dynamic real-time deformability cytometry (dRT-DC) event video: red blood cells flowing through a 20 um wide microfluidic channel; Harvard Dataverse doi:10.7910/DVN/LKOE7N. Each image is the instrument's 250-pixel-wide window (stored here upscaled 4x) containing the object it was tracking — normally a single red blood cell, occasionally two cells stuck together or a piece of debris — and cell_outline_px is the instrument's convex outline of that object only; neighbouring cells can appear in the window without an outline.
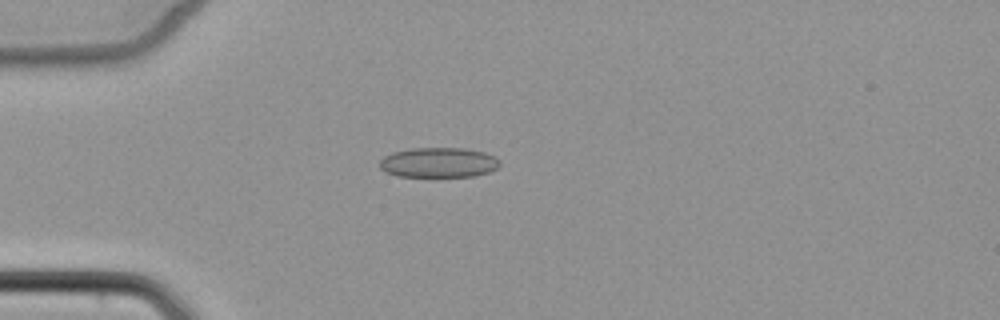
{"species": "common noctule bat (a hibernating species)", "species_latin": "Nyctalus noctula", "temperature_condition": "cold", "stored_images_in_passage": 4, "camera_frame_rate_fps": 3000, "um_per_image_px": 0.085, "animal": {"sex": "female", "body_mass_g": 22.7, "forearm_length_mm": 54.2}, "frame": {"image": 1, "passage_image": 4, "time_ms": 3.667, "image_size_px": [1000, 320], "cell_outline_px": [[500, 164], [496, 168], [488, 172], [476, 176], [396, 176], [384, 172], [380, 168], [380, 160], [384, 156], [392, 152], [412, 148], [464, 148], [484, 152], [496, 156], [500, 160]], "centroid_in_image_um": [37.28, 13.81], "position_along_channel_um": 47.7, "area_um2": 21.1}}